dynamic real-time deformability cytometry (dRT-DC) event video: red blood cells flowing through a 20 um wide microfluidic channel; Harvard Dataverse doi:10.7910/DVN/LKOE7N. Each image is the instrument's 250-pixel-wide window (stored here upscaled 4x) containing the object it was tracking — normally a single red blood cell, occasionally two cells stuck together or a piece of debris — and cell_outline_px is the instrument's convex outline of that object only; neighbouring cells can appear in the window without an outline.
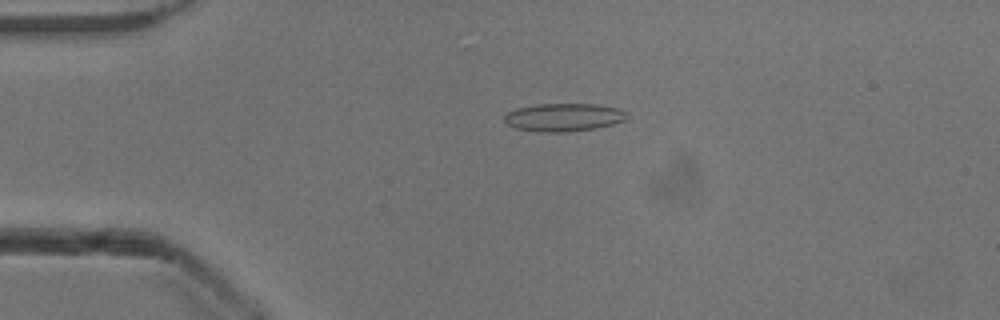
{"species": "common noctule bat (a hibernating species)", "species_latin": "Nyctalus noctula", "temperature_condition": "cold", "stored_images_in_passage": 30, "camera_frame_rate_fps": 3000, "um_per_image_px": 0.085, "animal": {"sex": "male", "body_mass_g": 13.3}, "frame": {"image": 1, "passage_image": 7, "time_ms": 2.0, "image_size_px": [1000, 320], "cell_outline_px": [[628, 120], [596, 128], [568, 132], [536, 132], [516, 128], [508, 124], [504, 120], [504, 116], [508, 112], [516, 108], [536, 104], [600, 104], [620, 108], [628, 112]], "centroid_in_image_um": [47.96, 9.96], "position_along_channel_um": 37.0, "area_um2": 20.35}}
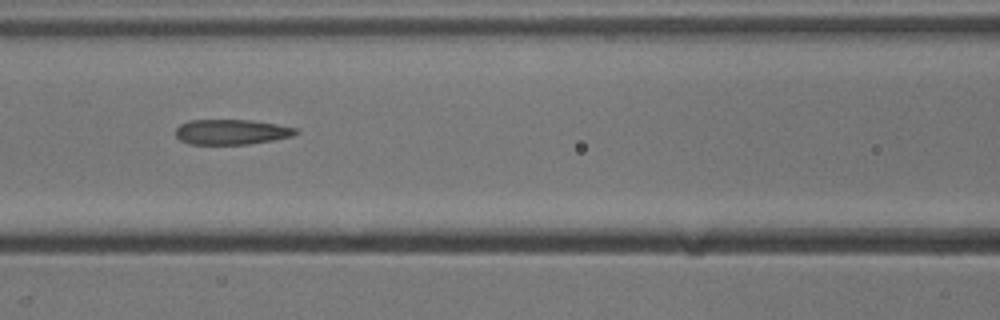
{"frame": {"image": 2, "passage_image": 18, "time_ms": 5.667, "image_size_px": [1000, 320], "cell_outline_px": [[300, 132], [292, 136], [272, 140], [248, 144], [188, 144], [180, 140], [176, 136], [176, 128], [180, 124], [188, 120], [252, 120], [276, 124], [296, 128]], "centroid_in_image_um": [19.66, 11.21], "position_along_channel_um": 146.9, "area_um2": 17.63}}
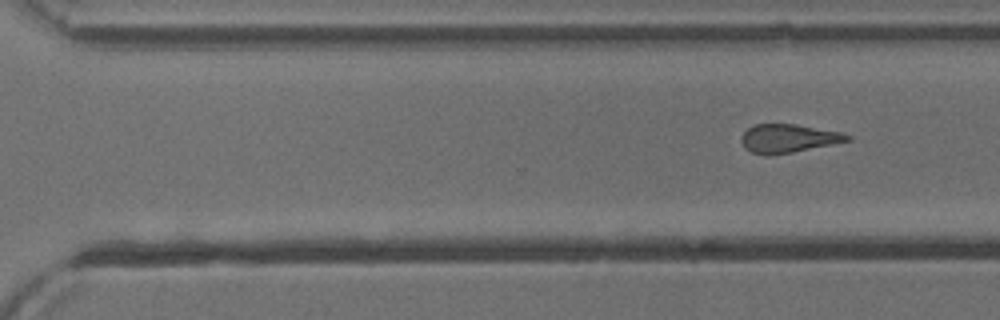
{"frame": {"image": 3, "passage_image": 30, "time_ms": 9.667, "image_size_px": [1000, 320], "cell_outline_px": [[852, 140], [792, 152], [768, 156], [764, 156], [752, 152], [744, 148], [740, 140], [740, 136], [748, 128], [756, 124], [796, 124], [840, 132], [852, 136]], "centroid_in_image_um": [66.97, 11.77], "position_along_channel_um": 303.6, "area_um2": 17.63}}